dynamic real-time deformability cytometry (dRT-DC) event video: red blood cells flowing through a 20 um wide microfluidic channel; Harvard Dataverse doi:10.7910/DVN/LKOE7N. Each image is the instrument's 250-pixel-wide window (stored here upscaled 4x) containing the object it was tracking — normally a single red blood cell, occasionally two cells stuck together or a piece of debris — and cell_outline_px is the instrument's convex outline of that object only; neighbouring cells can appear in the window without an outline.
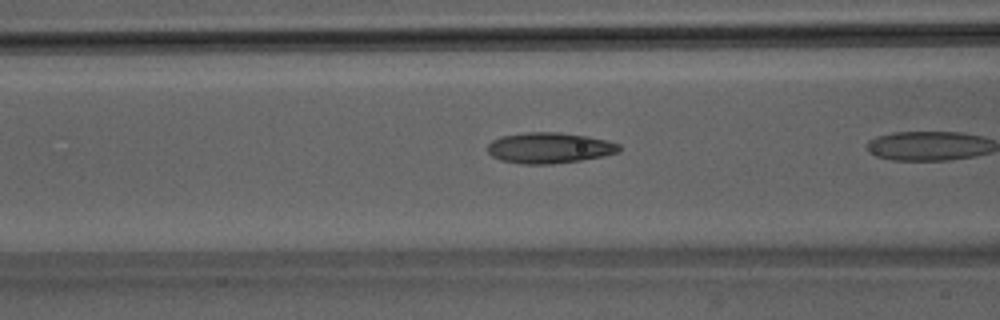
{"species": "Egyptian fruit bat (a non-hibernating species)", "species_latin": "Rousettus aegyptiacus", "temperature_condition": "room temperature", "stored_images_in_passage": 6, "camera_frame_rate_fps": 3000, "um_per_image_px": 0.085, "animal": {"sex": "male"}, "frame": {"image": 1, "passage_image": 5, "time_ms": 1.333, "image_size_px": [1000, 320], "cell_outline_px": [[620, 152], [604, 156], [580, 160], [552, 164], [520, 164], [500, 160], [492, 156], [488, 152], [488, 144], [492, 140], [500, 136], [524, 132], [556, 132], [588, 136], [620, 144]], "centroid_in_image_um": [46.67, 12.57], "position_along_channel_um": 119.9, "area_um2": 23.7}}